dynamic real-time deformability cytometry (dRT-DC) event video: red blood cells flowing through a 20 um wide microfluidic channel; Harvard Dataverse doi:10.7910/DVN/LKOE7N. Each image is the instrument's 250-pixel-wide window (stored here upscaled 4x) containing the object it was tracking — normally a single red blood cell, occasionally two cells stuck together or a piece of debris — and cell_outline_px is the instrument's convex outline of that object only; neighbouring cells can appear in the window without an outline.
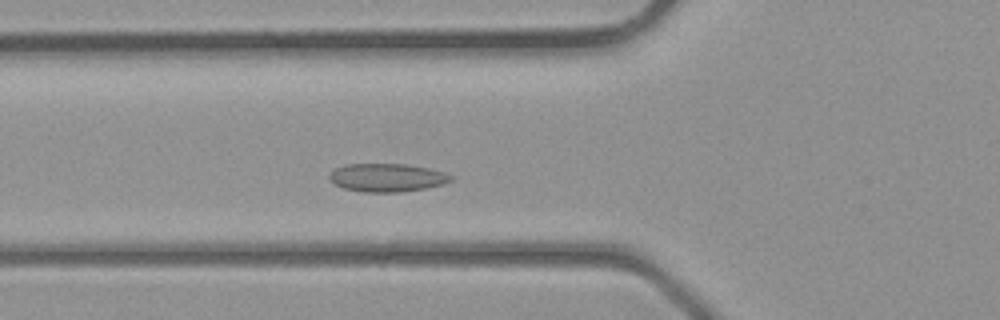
{"species": "common noctule bat (a hibernating species)", "species_latin": "Nyctalus noctula", "temperature_condition": "room temperature", "stored_images_in_passage": 33, "camera_frame_rate_fps": 3000, "um_per_image_px": 0.085, "animal": {"sex": "male", "body_mass_g": 23.1, "forearm_length_mm": 52.7}, "frame": {"image": 1, "passage_image": 8, "time_ms": 2.333, "image_size_px": [1000, 320], "cell_outline_px": [[452, 180], [444, 184], [428, 188], [400, 192], [364, 192], [344, 188], [336, 184], [328, 176], [336, 168], [344, 164], [404, 164], [428, 168], [444, 172], [452, 176]], "centroid_in_image_um": [32.93, 15.1], "position_along_channel_um": 92.9, "area_um2": 19.88}}
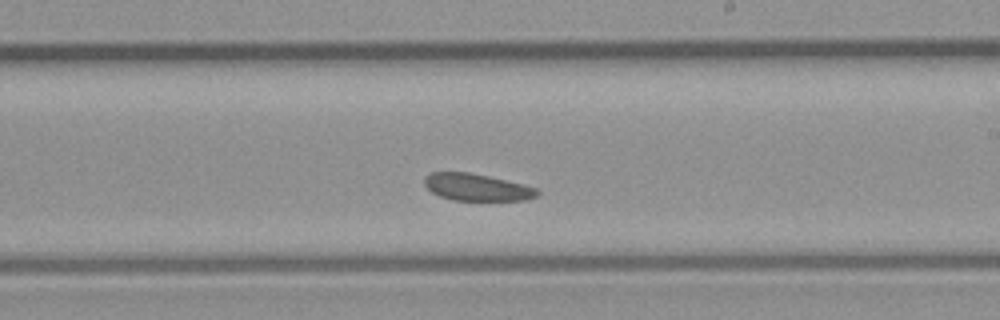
{"frame": {"image": 2, "passage_image": 17, "time_ms": 5.333, "image_size_px": [1000, 320], "cell_outline_px": [[540, 192], [536, 196], [528, 200], [452, 200], [440, 196], [432, 192], [424, 184], [424, 176], [432, 172], [468, 172], [488, 176], [524, 184], [540, 188]], "centroid_in_image_um": [40.56, 15.91], "position_along_channel_um": 248.4, "area_um2": 17.86}}
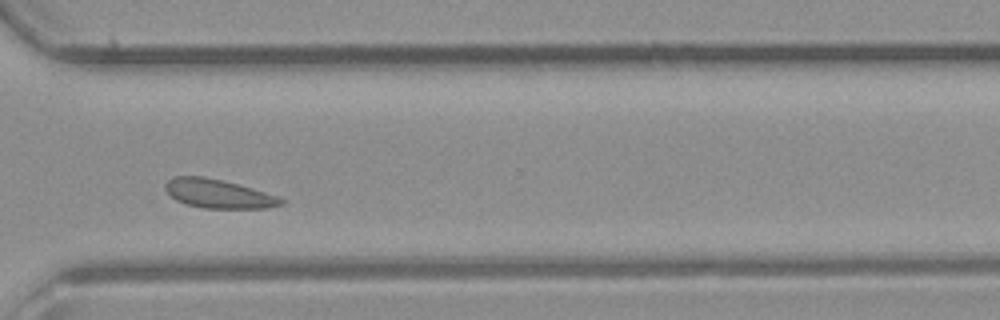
{"frame": {"image": 3, "passage_image": 23, "time_ms": 7.333, "image_size_px": [1000, 320], "cell_outline_px": [[284, 204], [268, 208], [204, 208], [184, 204], [176, 200], [164, 188], [164, 184], [172, 176], [204, 176], [252, 188], [276, 196], [284, 200]], "centroid_in_image_um": [18.52, 16.47], "position_along_channel_um": 352.1, "area_um2": 19.31}}